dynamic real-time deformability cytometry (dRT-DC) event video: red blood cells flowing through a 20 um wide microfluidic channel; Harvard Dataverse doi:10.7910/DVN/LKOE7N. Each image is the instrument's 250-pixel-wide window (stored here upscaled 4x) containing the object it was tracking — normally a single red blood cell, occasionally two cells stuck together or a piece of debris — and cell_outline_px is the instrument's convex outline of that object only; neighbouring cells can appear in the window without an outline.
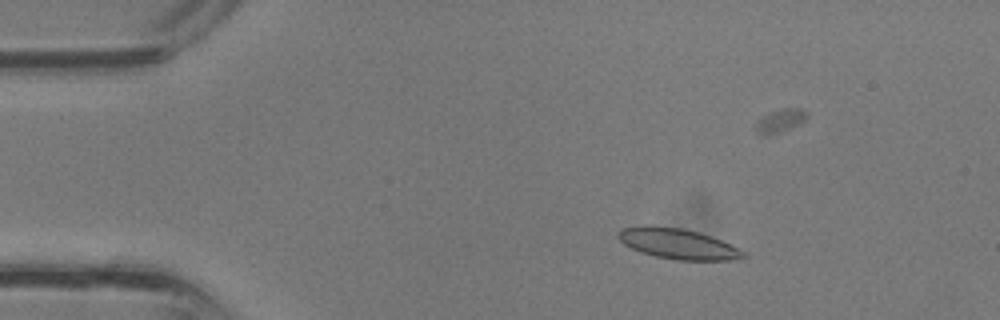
{"species": "common noctule bat (a hibernating species)", "species_latin": "Nyctalus noctula", "temperature_condition": "room temperature", "stored_images_in_passage": 10, "camera_frame_rate_fps": 3000, "um_per_image_px": 0.085, "animal": {"sex": "male", "body_mass_g": 13.3}, "frame": {"image": 1, "passage_image": 6, "time_ms": 1.667, "image_size_px": [1000, 320], "cell_outline_px": [[748, 256], [732, 260], [676, 260], [656, 256], [640, 252], [624, 244], [616, 236], [616, 232], [620, 228], [644, 224], [648, 224], [680, 228], [700, 232], [712, 236], [744, 252]], "centroid_in_image_um": [57.54, 20.69], "position_along_channel_um": 27.5, "area_um2": 22.37}}